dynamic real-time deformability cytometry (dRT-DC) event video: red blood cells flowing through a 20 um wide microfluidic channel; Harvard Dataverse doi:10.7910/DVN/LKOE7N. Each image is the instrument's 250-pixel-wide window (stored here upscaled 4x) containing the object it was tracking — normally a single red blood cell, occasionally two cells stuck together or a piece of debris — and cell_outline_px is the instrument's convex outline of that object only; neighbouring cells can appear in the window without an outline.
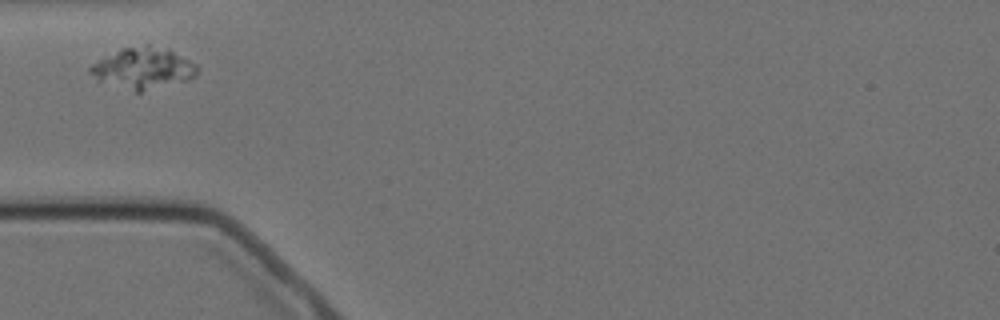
{"species": "Egyptian fruit bat (a non-hibernating species)", "species_latin": "Rousettus aegyptiacus", "temperature_condition": "cold", "stored_images_in_passage": 4, "camera_frame_rate_fps": 3000, "um_per_image_px": 0.085, "animal": {"sex": "female"}, "frame": {"image": 1, "passage_image": 1, "time_ms": 0.0, "image_size_px": [1000, 320], "cell_outline_px": [[200, 68], [196, 76], [188, 80], [140, 92], [136, 92], [96, 80], [88, 72], [88, 68], [92, 64], [104, 56], [120, 48], [148, 44], [168, 48], [196, 64]], "centroid_in_image_um": [12.16, 5.78], "position_along_channel_um": 72.8, "area_um2": 26.01}}
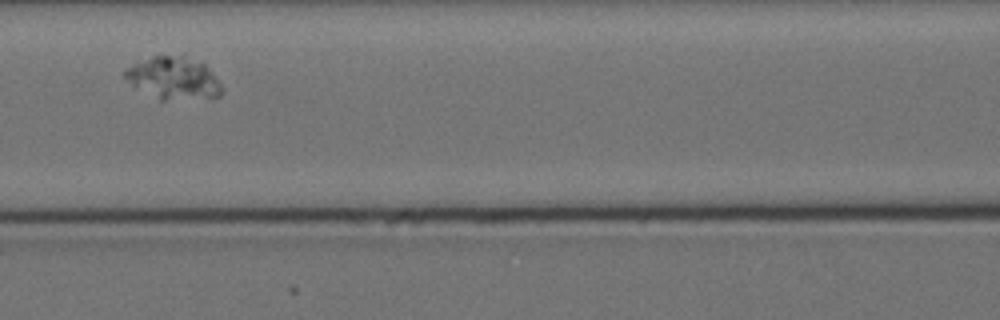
{"frame": {"image": 2, "passage_image": 3, "time_ms": 2.333, "image_size_px": [1000, 320], "cell_outline_px": [[224, 92], [220, 96], [164, 100], [160, 100], [132, 88], [124, 76], [124, 72], [128, 68], [152, 56], [184, 52], [204, 64], [224, 88]], "centroid_in_image_um": [14.74, 6.61], "position_along_channel_um": 151.9, "area_um2": 24.39}}
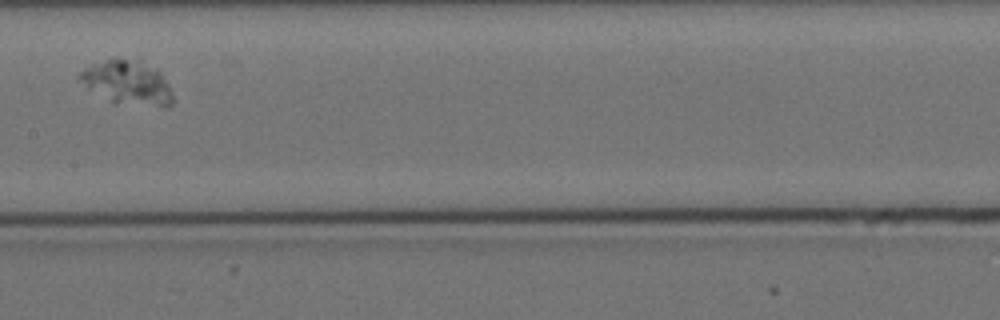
{"frame": {"image": 3, "passage_image": 4, "time_ms": 3.667, "image_size_px": [1000, 320], "cell_outline_px": [[172, 104], [168, 108], [164, 108], [112, 100], [88, 88], [76, 76], [84, 68], [92, 64], [112, 56], [136, 60], [156, 68], [160, 72], [168, 84], [172, 96]], "centroid_in_image_um": [10.85, 6.97], "position_along_channel_um": 196.6, "area_um2": 23.58}}